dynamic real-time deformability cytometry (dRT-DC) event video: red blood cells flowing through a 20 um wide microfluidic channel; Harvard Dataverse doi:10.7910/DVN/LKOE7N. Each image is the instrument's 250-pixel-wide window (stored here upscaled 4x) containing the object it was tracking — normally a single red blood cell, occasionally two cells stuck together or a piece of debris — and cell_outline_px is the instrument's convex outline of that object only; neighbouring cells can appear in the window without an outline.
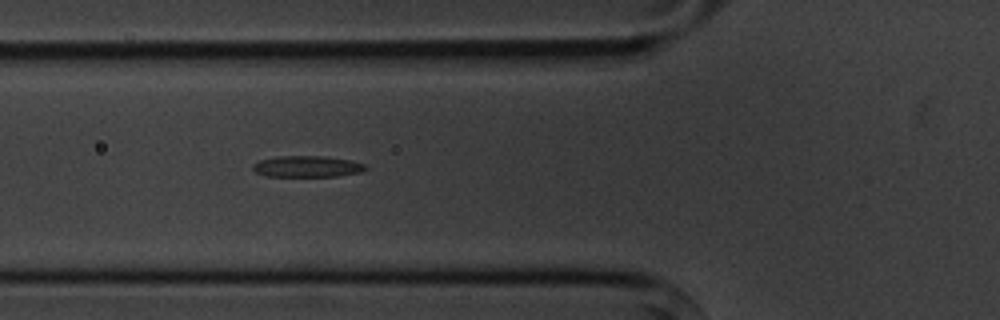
{"species": "common noctule bat (a hibernating species)", "species_latin": "Nyctalus noctula", "temperature_condition": "cold", "stored_images_in_passage": 7, "camera_frame_rate_fps": 3000, "um_per_image_px": 0.085, "animal": {"sex": "male", "body_mass_g": 20.1, "forearm_length_mm": 53.5}, "frame": {"image": 1, "passage_image": 7, "time_ms": 7.0, "image_size_px": [1000, 320], "cell_outline_px": [[368, 168], [364, 172], [336, 176], [264, 176], [256, 172], [252, 168], [252, 164], [260, 160], [280, 156], [324, 156], [352, 160], [364, 164]], "centroid_in_image_um": [26.14, 14.15], "position_along_channel_um": 99.7, "area_um2": 14.05}}